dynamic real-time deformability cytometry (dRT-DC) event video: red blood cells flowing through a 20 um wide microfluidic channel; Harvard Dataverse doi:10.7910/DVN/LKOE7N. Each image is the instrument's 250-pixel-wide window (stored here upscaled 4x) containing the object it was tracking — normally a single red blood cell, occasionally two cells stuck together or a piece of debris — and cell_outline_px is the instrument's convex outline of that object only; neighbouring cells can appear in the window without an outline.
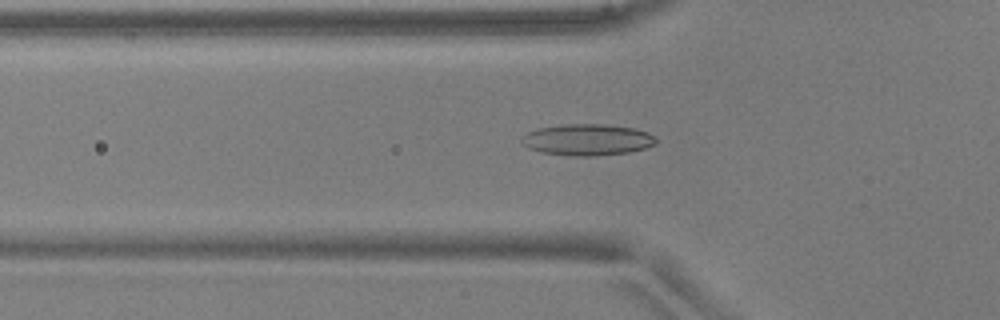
{"species": "common noctule bat (a hibernating species)", "species_latin": "Nyctalus noctula", "temperature_condition": "warm", "stored_images_in_passage": 19, "camera_frame_rate_fps": 3000, "um_per_image_px": 0.085, "animal": {"sex": "male", "body_mass_g": 17.9, "forearm_length_mm": 54.2}, "frame": {"image": 1, "passage_image": 4, "time_ms": 1.0, "image_size_px": [1000, 320], "cell_outline_px": [[656, 144], [644, 148], [628, 152], [592, 156], [576, 156], [540, 152], [528, 148], [520, 140], [528, 132], [540, 128], [564, 124], [600, 124], [636, 128], [648, 132], [656, 140]], "centroid_in_image_um": [49.93, 11.87], "position_along_channel_um": 75.9, "area_um2": 24.33}}
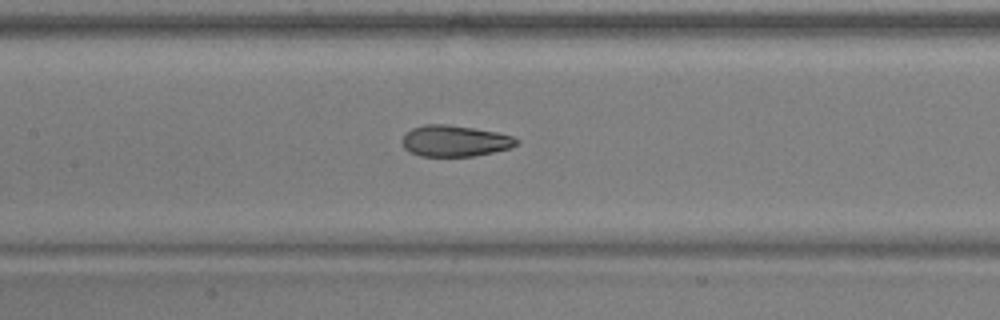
{"frame": {"image": 2, "passage_image": 11, "time_ms": 3.333, "image_size_px": [1000, 320], "cell_outline_px": [[520, 140], [516, 144], [508, 148], [492, 152], [472, 156], [420, 156], [404, 148], [404, 136], [412, 128], [424, 124], [444, 124], [472, 128], [496, 132], [512, 136]], "centroid_in_image_um": [38.66, 11.97], "position_along_channel_um": 168.7, "area_um2": 20.35}}
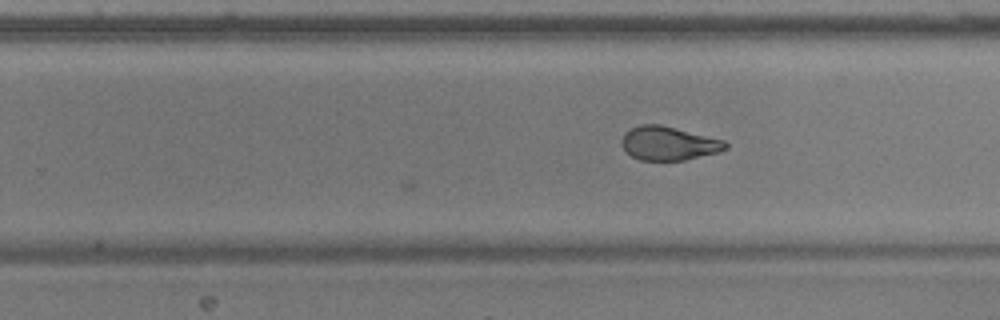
{"frame": {"image": 3, "passage_image": 19, "time_ms": 6.0, "image_size_px": [1000, 320], "cell_outline_px": [[728, 148], [716, 152], [684, 160], [640, 160], [632, 156], [620, 144], [620, 140], [624, 132], [640, 124], [660, 124], [724, 140], [728, 144]], "centroid_in_image_um": [56.8, 12.17], "position_along_channel_um": 273.0, "area_um2": 20.29}}